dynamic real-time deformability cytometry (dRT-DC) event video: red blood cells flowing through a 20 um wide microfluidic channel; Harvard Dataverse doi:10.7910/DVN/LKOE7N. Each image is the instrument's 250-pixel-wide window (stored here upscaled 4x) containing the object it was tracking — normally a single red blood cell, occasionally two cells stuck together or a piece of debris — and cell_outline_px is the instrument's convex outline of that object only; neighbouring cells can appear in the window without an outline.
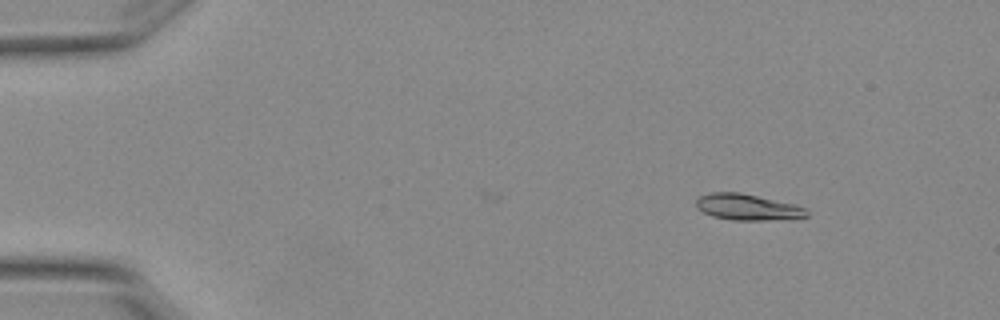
{"species": "Egyptian fruit bat (a non-hibernating species)", "species_latin": "Rousettus aegyptiacus", "temperature_condition": "warm", "stored_images_in_passage": 4, "camera_frame_rate_fps": 3000, "um_per_image_px": 0.085, "animal": {"sex": "female"}, "frame": {"image": 1, "passage_image": 1, "time_ms": 0.0, "image_size_px": [1000, 320], "cell_outline_px": [[808, 216], [768, 220], [732, 220], [712, 216], [696, 208], [696, 200], [700, 196], [712, 192], [740, 192], [796, 204], [804, 208], [808, 212]], "centroid_in_image_um": [63.51, 17.59], "position_along_channel_um": 21.5, "area_um2": 16.76}}
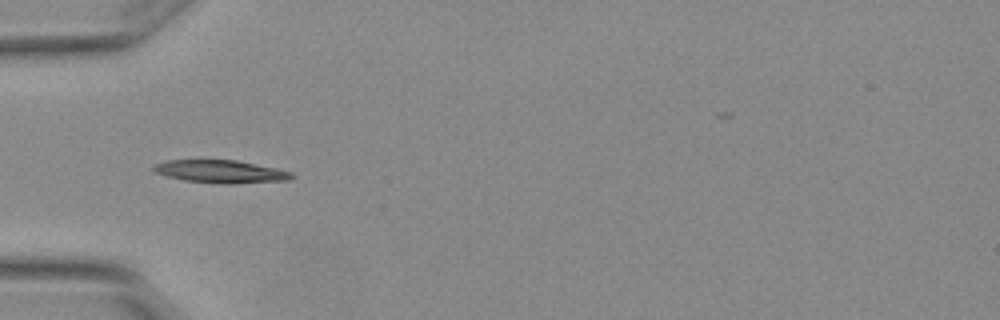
{"frame": {"image": 2, "passage_image": 4, "time_ms": 1.0, "image_size_px": [1000, 320], "cell_outline_px": [[296, 176], [288, 180], [232, 184], [220, 184], [184, 180], [168, 176], [156, 172], [152, 168], [152, 164], [168, 160], [236, 160], [276, 168], [292, 172]], "centroid_in_image_um": [18.78, 14.58], "position_along_channel_um": 66.2, "area_um2": 18.38}}